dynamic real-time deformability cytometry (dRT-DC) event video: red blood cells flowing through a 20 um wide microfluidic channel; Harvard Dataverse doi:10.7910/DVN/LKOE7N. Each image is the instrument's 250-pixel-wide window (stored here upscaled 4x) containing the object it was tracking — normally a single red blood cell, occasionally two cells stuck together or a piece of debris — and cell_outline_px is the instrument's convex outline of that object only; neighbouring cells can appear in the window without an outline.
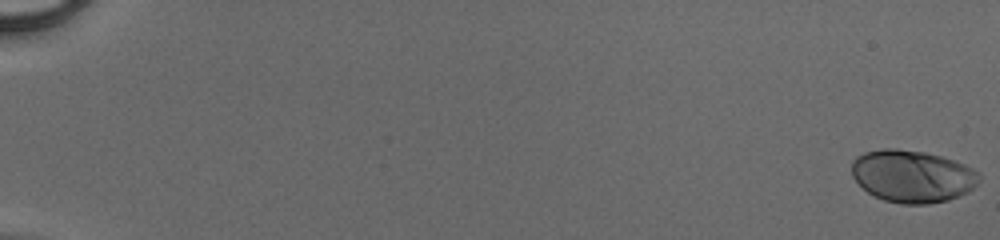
{"species": "human", "species_latin": "Homo sapiens", "temperature_condition": "cold", "stored_images_in_passage": 50, "camera_frame_rate_fps": 3000, "um_per_image_px": 0.085, "donor": {"sex": "male"}, "frame": {"image": 1, "passage_image": 1, "time_ms": 0.0, "image_size_px": [1000, 240], "cell_outline_px": [[980, 180], [968, 192], [948, 200], [928, 204], [900, 204], [884, 200], [868, 192], [852, 176], [852, 160], [856, 156], [864, 152], [884, 148], [896, 148], [924, 152], [940, 156], [964, 164], [980, 172]], "centroid_in_image_um": [77.55, 14.97], "position_along_channel_um": 7.5, "area_um2": 38.9}}
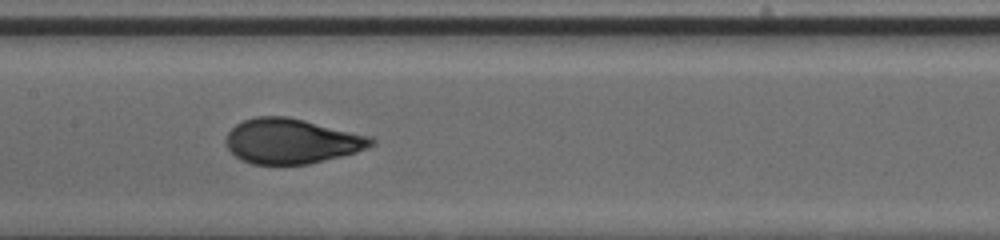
{"frame": {"image": 2, "passage_image": 28, "time_ms": 9.0, "image_size_px": [1000, 240], "cell_outline_px": [[376, 144], [368, 148], [356, 152], [308, 164], [252, 164], [240, 160], [228, 148], [224, 140], [228, 132], [236, 124], [244, 120], [256, 116], [288, 116], [372, 136], [376, 140]], "centroid_in_image_um": [24.8, 11.99], "position_along_channel_um": 182.6, "area_um2": 38.26}}
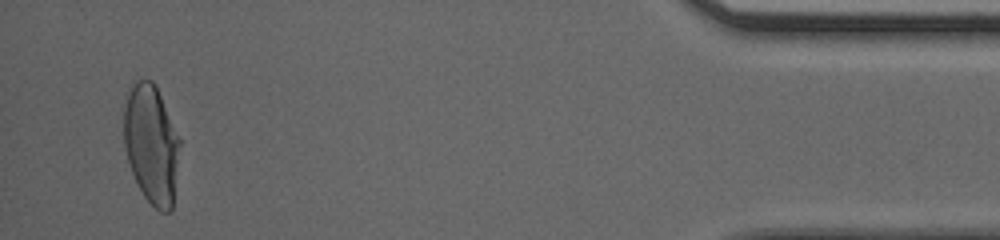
{"frame": {"image": 3, "passage_image": 49, "time_ms": 16.0, "image_size_px": [1000, 240], "cell_outline_px": [[180, 144], [172, 208], [168, 212], [160, 212], [144, 196], [132, 172], [124, 148], [124, 108], [128, 96], [136, 80], [152, 80], [156, 84], [180, 140]], "centroid_in_image_um": [12.87, 12.25], "position_along_channel_um": 422.3, "area_um2": 38.21}}